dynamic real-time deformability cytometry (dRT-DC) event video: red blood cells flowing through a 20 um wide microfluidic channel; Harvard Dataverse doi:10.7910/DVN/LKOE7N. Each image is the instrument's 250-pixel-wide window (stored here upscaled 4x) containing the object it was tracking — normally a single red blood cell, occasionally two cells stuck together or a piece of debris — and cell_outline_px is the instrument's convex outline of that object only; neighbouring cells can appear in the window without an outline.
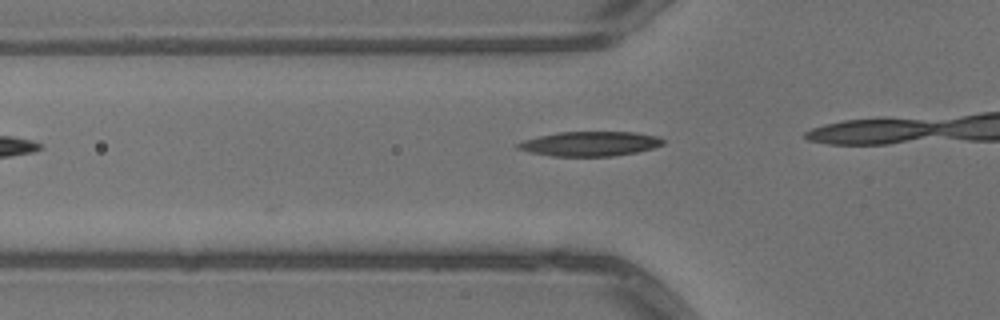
{"species": "common noctule bat (a hibernating species)", "species_latin": "Nyctalus noctula", "temperature_condition": "warm", "stored_images_in_passage": 7, "camera_frame_rate_fps": 3000, "um_per_image_px": 0.085, "animal": {"sex": "male", "body_mass_g": 13.3}, "frame": {"image": 1, "passage_image": 3, "time_ms": 0.667, "image_size_px": [1000, 320], "cell_outline_px": [[664, 144], [652, 148], [636, 152], [612, 156], [552, 156], [532, 152], [516, 148], [516, 144], [524, 140], [556, 132], [636, 132], [660, 136], [664, 140]], "centroid_in_image_um": [50.18, 12.21], "position_along_channel_um": 75.6, "area_um2": 20.75}}
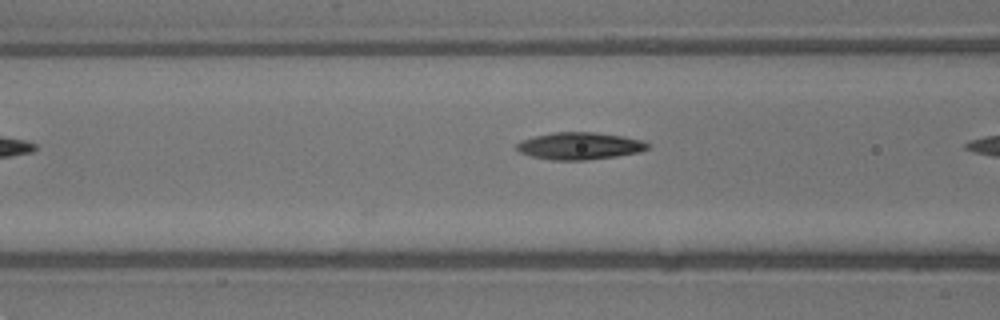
{"frame": {"image": 2, "passage_image": 6, "time_ms": 1.667, "image_size_px": [1000, 320], "cell_outline_px": [[652, 144], [648, 148], [640, 152], [616, 156], [584, 160], [552, 160], [532, 156], [520, 152], [516, 148], [516, 144], [520, 140], [532, 136], [552, 132], [596, 132], [624, 136], [644, 140]], "centroid_in_image_um": [49.29, 12.39], "position_along_channel_um": 117.3, "area_um2": 20.98}}